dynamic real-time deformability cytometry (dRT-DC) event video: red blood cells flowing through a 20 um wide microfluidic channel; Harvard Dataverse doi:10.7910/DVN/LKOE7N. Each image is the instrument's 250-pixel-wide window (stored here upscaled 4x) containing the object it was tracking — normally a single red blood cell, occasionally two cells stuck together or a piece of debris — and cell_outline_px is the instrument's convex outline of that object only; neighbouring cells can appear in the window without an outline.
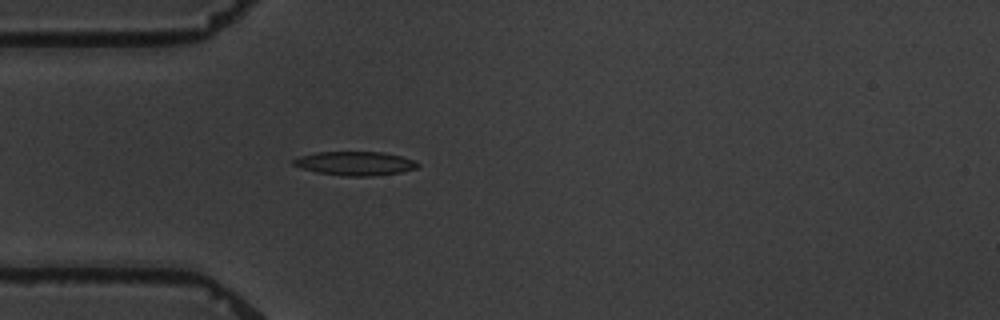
{"species": "common noctule bat (a hibernating species)", "species_latin": "Nyctalus noctula", "temperature_condition": "warm", "stored_images_in_passage": 4, "camera_frame_rate_fps": 3000, "um_per_image_px": 0.085, "animal": {"sex": "male", "body_mass_g": 19.5, "forearm_length_mm": 54.6}, "frame": {"image": 1, "passage_image": 4, "time_ms": 4.333, "image_size_px": [1000, 320], "cell_outline_px": [[420, 164], [416, 168], [400, 172], [372, 176], [344, 176], [316, 172], [292, 164], [292, 160], [300, 156], [316, 152], [384, 152], [416, 160]], "centroid_in_image_um": [30.2, 13.88], "position_along_channel_um": 54.8, "area_um2": 17.22}}